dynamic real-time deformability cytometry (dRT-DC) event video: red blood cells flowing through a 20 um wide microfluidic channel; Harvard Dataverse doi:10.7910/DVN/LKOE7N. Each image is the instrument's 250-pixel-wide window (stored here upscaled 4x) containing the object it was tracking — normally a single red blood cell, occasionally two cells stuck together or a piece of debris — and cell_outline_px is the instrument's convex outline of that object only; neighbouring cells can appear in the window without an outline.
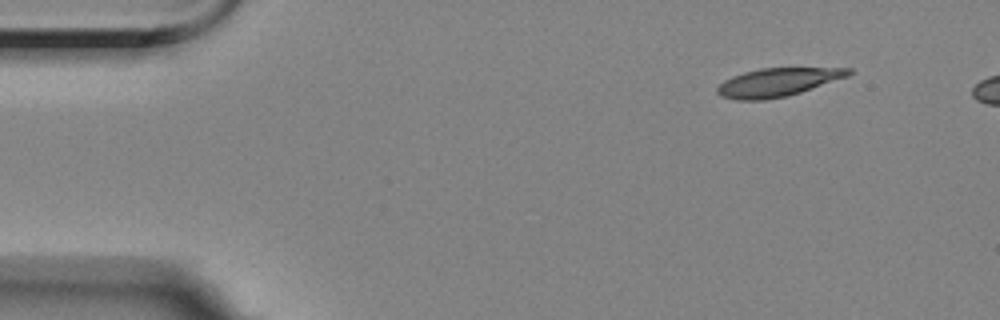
{"species": "Egyptian fruit bat (a non-hibernating species)", "species_latin": "Rousettus aegyptiacus", "temperature_condition": "room temperature", "stored_images_in_passage": 4, "camera_frame_rate_fps": 3000, "um_per_image_px": 0.085, "animal": {"sex": "female"}, "frame": {"image": 1, "passage_image": 4, "time_ms": 3.667, "image_size_px": [1000, 320], "cell_outline_px": [[852, 72], [848, 76], [800, 92], [784, 96], [764, 100], [736, 100], [720, 96], [716, 92], [716, 88], [724, 80], [732, 76], [744, 72], [760, 68], [852, 68]], "centroid_in_image_um": [66.05, 6.99], "position_along_channel_um": 18.9, "area_um2": 21.5}}